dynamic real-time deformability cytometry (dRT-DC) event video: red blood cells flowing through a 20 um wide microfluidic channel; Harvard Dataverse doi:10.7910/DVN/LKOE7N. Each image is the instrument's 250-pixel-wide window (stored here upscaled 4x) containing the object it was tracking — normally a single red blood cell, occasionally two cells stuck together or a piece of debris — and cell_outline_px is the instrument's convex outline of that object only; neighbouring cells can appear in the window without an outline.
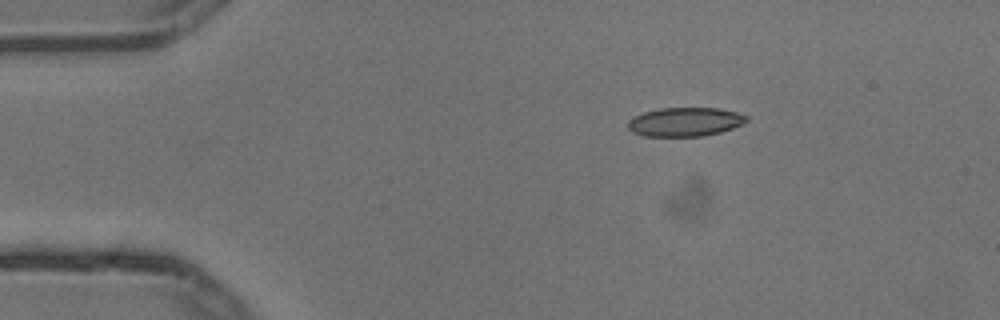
{"species": "common noctule bat (a hibernating species)", "species_latin": "Nyctalus noctula", "temperature_condition": "cold", "stored_images_in_passage": 4, "camera_frame_rate_fps": 3000, "um_per_image_px": 0.085, "animal": {"sex": "male", "body_mass_g": 13.3}, "frame": {"image": 1, "passage_image": 2, "time_ms": 0.333, "image_size_px": [1000, 320], "cell_outline_px": [[748, 120], [732, 128], [720, 132], [700, 136], [644, 136], [632, 132], [628, 128], [628, 120], [632, 116], [644, 112], [660, 108], [720, 108], [736, 112], [748, 116]], "centroid_in_image_um": [58.19, 10.35], "position_along_channel_um": 26.8, "area_um2": 19.94}}
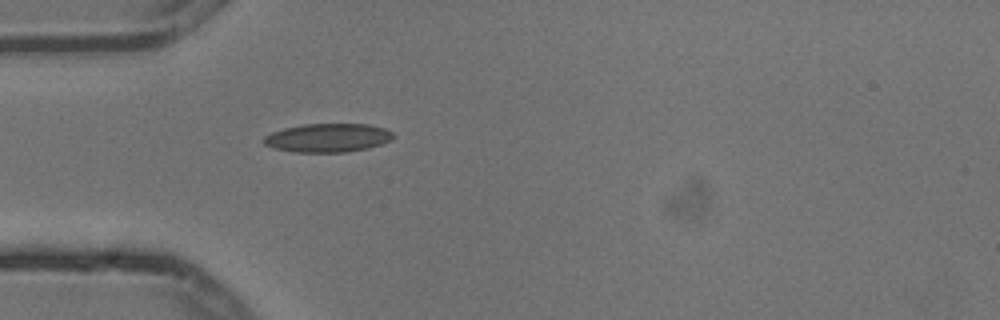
{"frame": {"image": 2, "passage_image": 4, "time_ms": 1.0, "image_size_px": [1000, 320], "cell_outline_px": [[396, 136], [392, 140], [368, 148], [344, 152], [292, 152], [272, 148], [264, 144], [260, 140], [264, 136], [272, 132], [284, 128], [304, 124], [368, 124], [384, 128], [392, 132]], "centroid_in_image_um": [27.84, 11.71], "position_along_channel_um": 57.2, "area_um2": 21.79}}